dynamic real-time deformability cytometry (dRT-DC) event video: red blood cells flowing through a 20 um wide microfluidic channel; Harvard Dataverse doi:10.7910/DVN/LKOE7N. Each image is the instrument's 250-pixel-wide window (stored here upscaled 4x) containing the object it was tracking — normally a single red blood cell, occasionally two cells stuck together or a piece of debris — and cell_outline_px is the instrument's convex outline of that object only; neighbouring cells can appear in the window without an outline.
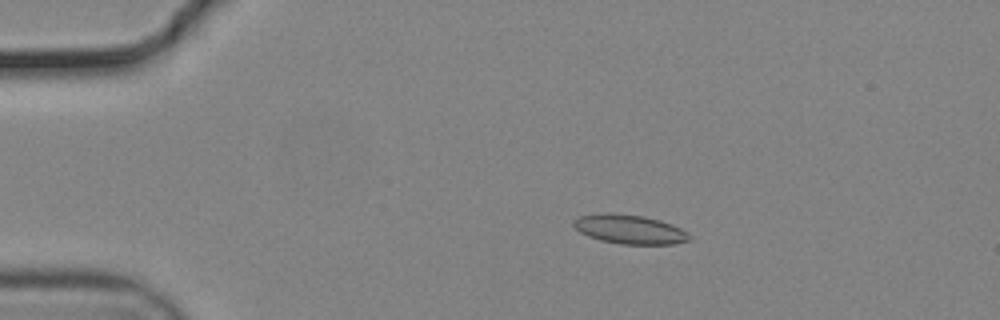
{"species": "common noctule bat (a hibernating species)", "species_latin": "Nyctalus noctula", "temperature_condition": "cold", "stored_images_in_passage": 47, "camera_frame_rate_fps": 3000, "um_per_image_px": 0.085, "animal": {"sex": "male", "body_mass_g": 19.2, "forearm_length_mm": 51.8}, "frame": {"image": 1, "passage_image": 2, "time_ms": 0.333, "image_size_px": [1000, 320], "cell_outline_px": [[692, 236], [688, 240], [672, 244], [620, 244], [600, 240], [588, 236], [580, 232], [572, 224], [580, 216], [604, 212], [612, 212], [644, 216], [660, 220], [672, 224], [688, 232]], "centroid_in_image_um": [53.53, 19.48], "position_along_channel_um": 31.5, "area_um2": 19.71}}
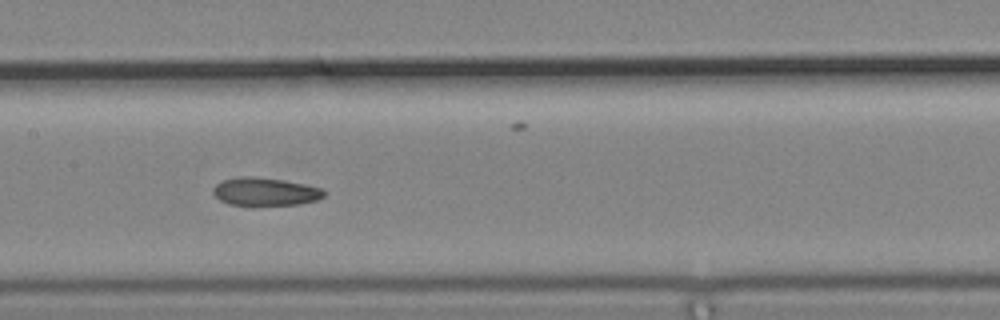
{"frame": {"image": 2, "passage_image": 19, "time_ms": 6.0, "image_size_px": [1000, 320], "cell_outline_px": [[328, 192], [324, 196], [316, 200], [296, 204], [256, 208], [252, 208], [228, 204], [220, 200], [212, 192], [212, 188], [220, 180], [240, 176], [252, 176], [280, 180], [304, 184], [320, 188]], "centroid_in_image_um": [22.47, 16.33], "position_along_channel_um": 184.9, "area_um2": 18.84}}
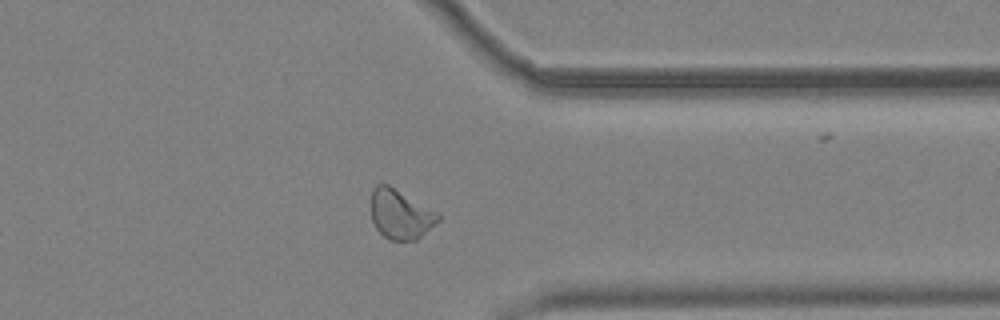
{"frame": {"image": 3, "passage_image": 35, "time_ms": 11.333, "image_size_px": [1000, 320], "cell_outline_px": [[440, 220], [416, 240], [392, 240], [384, 236], [376, 228], [372, 220], [372, 188], [376, 184], [388, 184], [436, 212], [440, 216]], "centroid_in_image_um": [34.02, 18.21], "position_along_channel_um": 377.4, "area_um2": 18.96}, "authors_computed_cell_mechanics": {"area_um2": 19.3052, "velocity_mm_per_s": 3.7097, "shape_relaxation_time_tau1_ms": null, "shape_relaxation_time_tau2_ms": 3.0286, "deformation_change_tau1": null, "deformation_change_tau2": 0.0928}}